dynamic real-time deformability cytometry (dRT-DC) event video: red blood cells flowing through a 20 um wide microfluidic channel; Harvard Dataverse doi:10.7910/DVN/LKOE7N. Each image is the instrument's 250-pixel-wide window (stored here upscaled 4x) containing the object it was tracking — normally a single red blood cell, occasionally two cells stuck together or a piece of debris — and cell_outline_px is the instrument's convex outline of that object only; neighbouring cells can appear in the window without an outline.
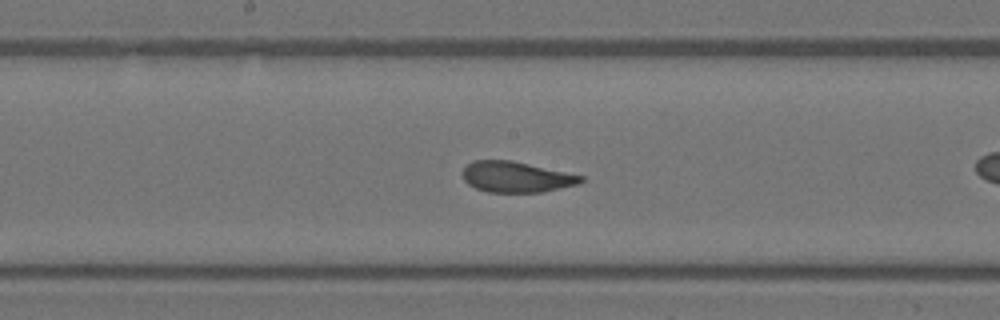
{"species": "Egyptian fruit bat (a non-hibernating species)", "species_latin": "Rousettus aegyptiacus", "temperature_condition": "warm", "stored_images_in_passage": 34, "camera_frame_rate_fps": 3000, "um_per_image_px": 0.085, "animal": {"sex": "female"}, "frame": {"image": 1, "passage_image": 10, "time_ms": 3.0, "image_size_px": [1000, 320], "cell_outline_px": [[584, 180], [580, 184], [540, 192], [488, 192], [476, 188], [468, 184], [464, 180], [464, 168], [472, 160], [512, 160], [584, 176]], "centroid_in_image_um": [43.9, 15.04], "position_along_channel_um": 204.3, "area_um2": 21.1}}